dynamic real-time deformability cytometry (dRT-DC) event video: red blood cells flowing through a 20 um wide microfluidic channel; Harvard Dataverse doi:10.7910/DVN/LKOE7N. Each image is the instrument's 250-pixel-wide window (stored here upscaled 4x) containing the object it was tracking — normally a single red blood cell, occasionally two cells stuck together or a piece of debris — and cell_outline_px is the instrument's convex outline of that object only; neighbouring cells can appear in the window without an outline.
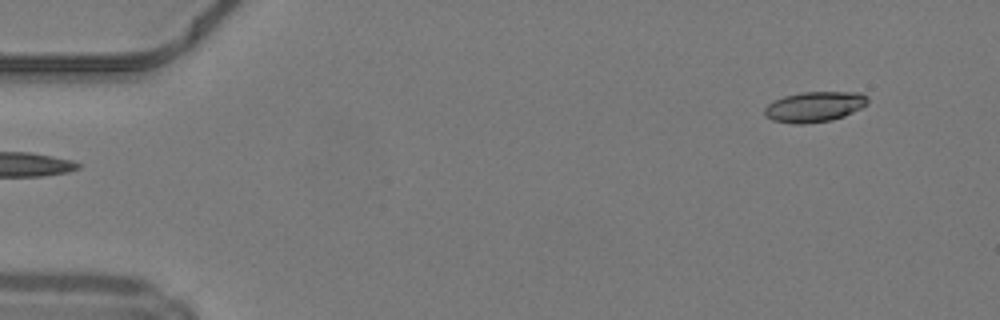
{"species": "common noctule bat (a hibernating species)", "species_latin": "Nyctalus noctula", "temperature_condition": "warm", "stored_images_in_passage": 46, "camera_frame_rate_fps": 3000, "um_per_image_px": 0.085, "animal": {"sex": "male", "body_mass_g": 19.2, "forearm_length_mm": 51.8}, "frame": {"image": 1, "passage_image": 1, "time_ms": 0.0, "image_size_px": [1000, 320], "cell_outline_px": [[868, 104], [844, 116], [832, 120], [804, 124], [796, 124], [772, 120], [764, 116], [764, 108], [772, 100], [784, 96], [800, 92], [860, 92], [868, 96]], "centroid_in_image_um": [69.21, 9.07], "position_along_channel_um": 15.8, "area_um2": 18.44}}
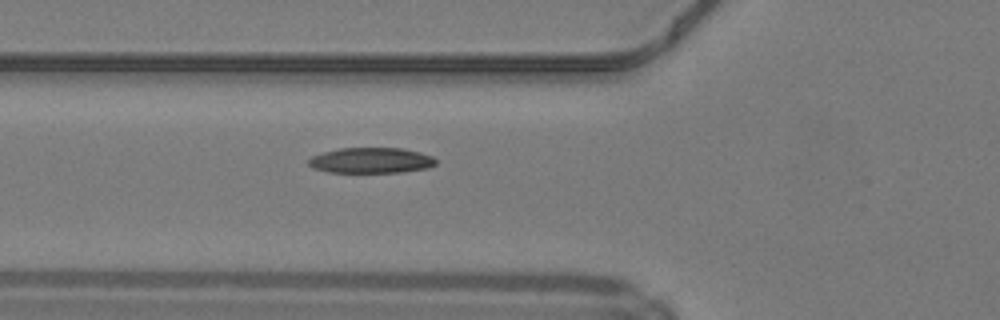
{"frame": {"image": 2, "passage_image": 15, "time_ms": 4.667, "image_size_px": [1000, 320], "cell_outline_px": [[436, 164], [428, 168], [404, 172], [328, 172], [312, 168], [308, 164], [308, 160], [312, 156], [324, 152], [340, 148], [404, 148], [420, 152], [432, 156], [436, 160]], "centroid_in_image_um": [31.56, 13.63], "position_along_channel_um": 94.2, "area_um2": 19.02}}
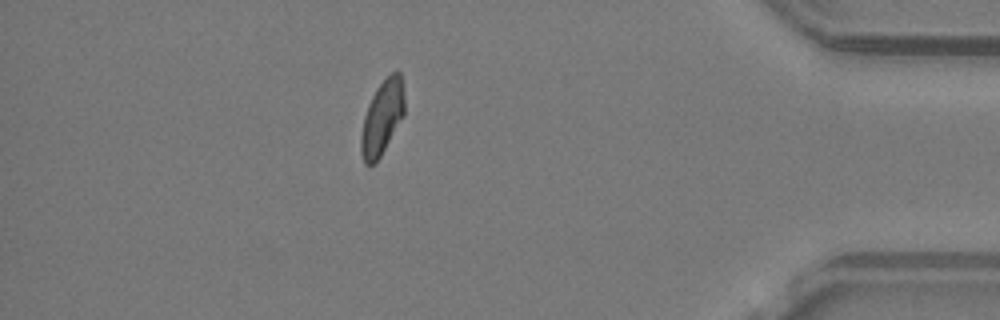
{"frame": {"image": 3, "passage_image": 40, "time_ms": 13.0, "image_size_px": [1000, 320], "cell_outline_px": [[404, 116], [380, 156], [372, 164], [364, 164], [360, 152], [360, 136], [364, 116], [368, 104], [376, 88], [392, 72], [400, 72], [404, 92]], "centroid_in_image_um": [32.47, 10.0], "position_along_channel_um": 402.7, "area_um2": 18.73}, "authors_computed_cell_mechanics": {"area_um2": 18.8428, "velocity_mm_per_s": 4.212, "shape_relaxation_time_tau1_ms": 4.513, "shape_relaxation_time_tau2_ms": 4.6136, "deformation_change_tau1": 0.143, "deformation_change_tau2": 0.1025}}